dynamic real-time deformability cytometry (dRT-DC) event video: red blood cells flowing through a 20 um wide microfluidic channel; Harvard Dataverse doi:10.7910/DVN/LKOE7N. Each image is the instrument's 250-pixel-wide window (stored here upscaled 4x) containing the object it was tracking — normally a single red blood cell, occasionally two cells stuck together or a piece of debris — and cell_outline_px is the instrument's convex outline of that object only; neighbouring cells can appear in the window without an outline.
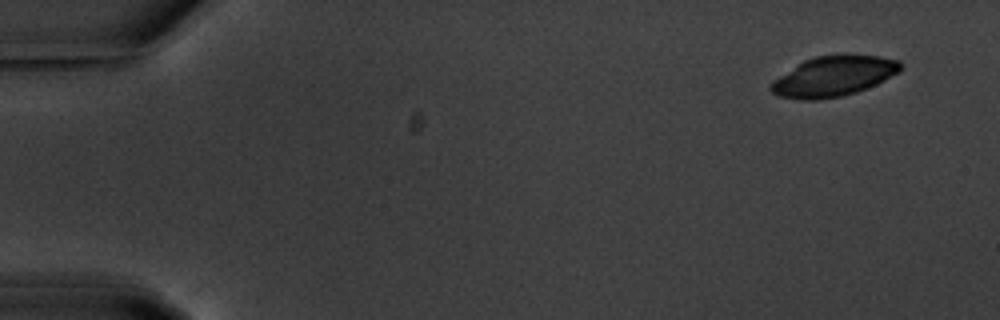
{"species": "common noctule bat (a hibernating species)", "species_latin": "Nyctalus noctula", "temperature_condition": "warm", "stored_images_in_passage": 9, "camera_frame_rate_fps": 3000, "um_per_image_px": 0.085, "animal": {"sex": "male", "body_mass_g": 20.1, "forearm_length_mm": 53.5}, "frame": {"image": 1, "passage_image": 1, "time_ms": 0.0, "image_size_px": [1000, 320], "cell_outline_px": [[904, 68], [900, 72], [876, 84], [856, 92], [840, 96], [816, 100], [800, 100], [780, 96], [772, 92], [768, 88], [772, 80], [804, 60], [816, 56], [880, 56], [900, 60], [904, 64]], "centroid_in_image_um": [70.87, 6.49], "position_along_channel_um": 14.1, "area_um2": 30.17}}